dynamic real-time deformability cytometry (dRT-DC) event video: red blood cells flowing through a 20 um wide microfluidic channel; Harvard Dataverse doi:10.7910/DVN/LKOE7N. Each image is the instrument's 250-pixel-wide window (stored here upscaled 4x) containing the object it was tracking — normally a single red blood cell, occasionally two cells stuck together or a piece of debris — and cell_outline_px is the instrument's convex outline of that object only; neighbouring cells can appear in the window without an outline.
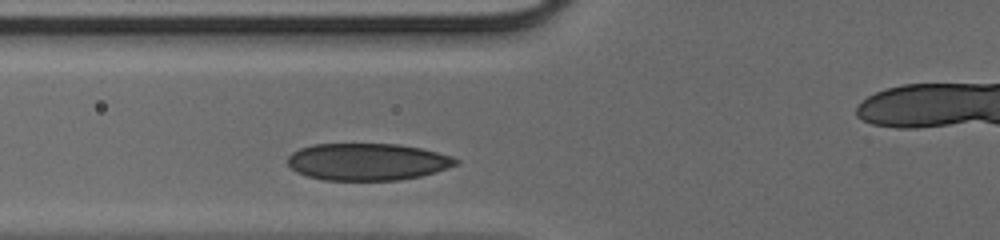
{"species": "human", "species_latin": "Homo sapiens", "temperature_condition": "cold", "stored_images_in_passage": 20, "camera_frame_rate_fps": 3000, "um_per_image_px": 0.085, "donor": {"sex": "male"}, "frame": {"image": 1, "passage_image": 13, "time_ms": 4.0, "image_size_px": [1000, 240], "cell_outline_px": [[460, 164], [436, 172], [420, 176], [400, 180], [324, 180], [308, 176], [296, 172], [288, 164], [288, 156], [292, 152], [300, 148], [312, 144], [400, 144], [420, 148], [452, 156], [460, 160]], "centroid_in_image_um": [31.25, 13.75], "position_along_channel_um": 94.5, "area_um2": 36.47}}
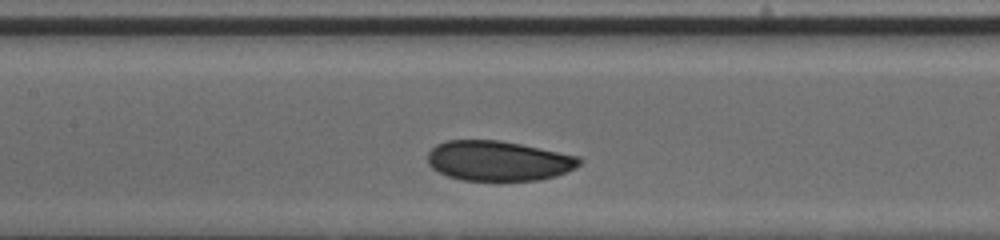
{"frame": {"image": 2, "passage_image": 18, "time_ms": 5.667, "image_size_px": [1000, 240], "cell_outline_px": [[584, 160], [576, 168], [556, 176], [540, 180], [464, 180], [448, 176], [432, 168], [428, 164], [428, 152], [436, 144], [444, 140], [500, 140], [580, 156]], "centroid_in_image_um": [42.38, 13.66], "position_along_channel_um": 165.0, "area_um2": 35.49}}